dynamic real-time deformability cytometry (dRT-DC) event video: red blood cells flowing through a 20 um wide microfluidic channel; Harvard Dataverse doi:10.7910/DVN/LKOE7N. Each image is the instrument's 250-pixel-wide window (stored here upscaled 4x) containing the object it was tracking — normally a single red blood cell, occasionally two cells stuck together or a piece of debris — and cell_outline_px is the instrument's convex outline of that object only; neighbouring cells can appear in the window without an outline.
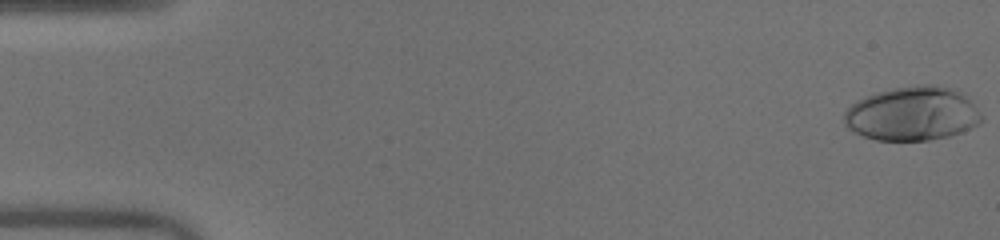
{"species": "human", "species_latin": "Homo sapiens", "temperature_condition": "warm", "stored_images_in_passage": 40, "camera_frame_rate_fps": 3000, "um_per_image_px": 0.085, "donor": {"sex": "male"}, "frame": {"image": 1, "passage_image": 1, "time_ms": 0.0, "image_size_px": [1000, 240], "cell_outline_px": [[984, 120], [960, 132], [948, 136], [928, 140], [876, 140], [864, 136], [848, 128], [844, 124], [844, 112], [856, 100], [864, 96], [876, 92], [892, 88], [920, 84], [932, 84], [952, 88], [968, 96], [984, 116]], "centroid_in_image_um": [77.56, 9.64], "position_along_channel_um": 7.4, "area_um2": 43.47}}
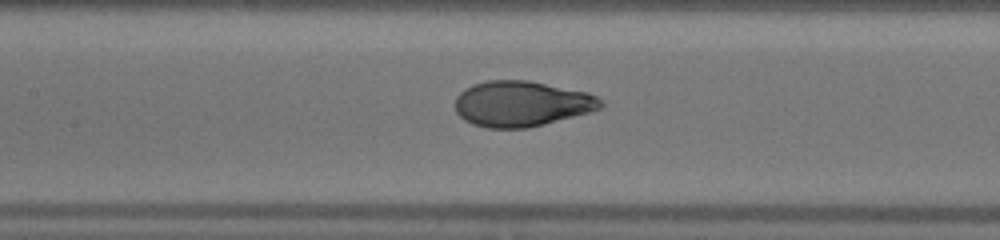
{"frame": {"image": 2, "passage_image": 24, "time_ms": 7.667, "image_size_px": [1000, 240], "cell_outline_px": [[604, 104], [600, 108], [588, 112], [544, 124], [528, 128], [488, 128], [472, 124], [464, 120], [456, 112], [456, 96], [464, 88], [472, 84], [488, 80], [528, 80], [588, 92], [604, 100]], "centroid_in_image_um": [44.32, 8.81], "position_along_channel_um": 163.1, "area_um2": 38.73}}
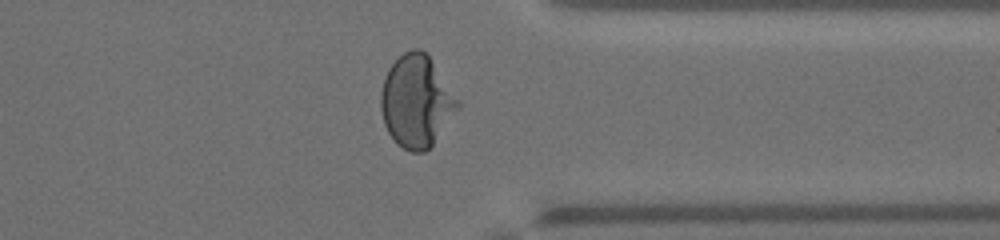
{"frame": {"image": 3, "passage_image": 40, "time_ms": 13.0, "image_size_px": [1000, 240], "cell_outline_px": [[460, 104], [432, 144], [424, 152], [412, 152], [396, 144], [388, 132], [384, 124], [380, 108], [380, 92], [388, 68], [404, 52], [412, 48], [420, 48], [428, 52], [460, 100]], "centroid_in_image_um": [35.38, 8.56], "position_along_channel_um": 376.0, "area_um2": 41.27}, "authors_computed_cell_mechanics": {"area_um2": 39.0439, "velocity_mm_per_s": 4.0726, "shape_relaxation_time_tau1_ms": 5.0639, "shape_relaxation_time_tau2_ms": null, "deformation_change_tau1": 0.2927, "deformation_change_tau2": null}}